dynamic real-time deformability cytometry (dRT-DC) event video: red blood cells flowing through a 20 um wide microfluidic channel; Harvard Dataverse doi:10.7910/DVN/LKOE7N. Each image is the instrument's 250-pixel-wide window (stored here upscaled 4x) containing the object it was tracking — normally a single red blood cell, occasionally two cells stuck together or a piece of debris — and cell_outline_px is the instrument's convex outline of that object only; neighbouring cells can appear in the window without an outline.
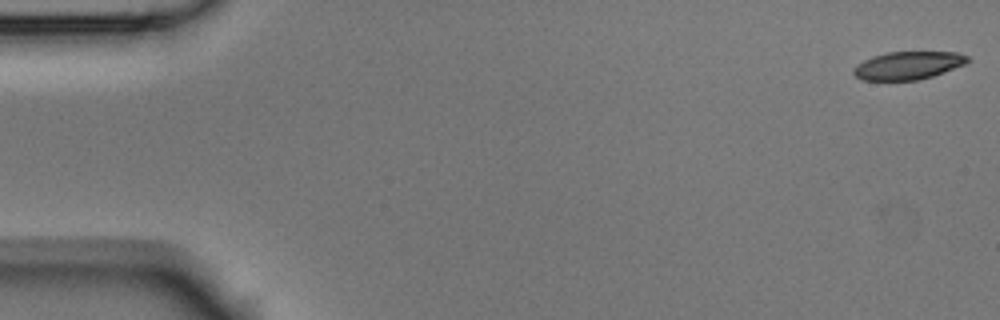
{"species": "Egyptian fruit bat (a non-hibernating species)", "species_latin": "Rousettus aegyptiacus", "temperature_condition": "room temperature", "stored_images_in_passage": 4, "camera_frame_rate_fps": 3000, "um_per_image_px": 0.085, "animal": {"sex": "male"}, "frame": {"image": 1, "passage_image": 1, "time_ms": 0.0, "image_size_px": [1000, 320], "cell_outline_px": [[972, 60], [964, 64], [944, 72], [932, 76], [916, 80], [860, 80], [852, 72], [852, 68], [856, 64], [872, 56], [888, 52], [956, 52], [968, 56]], "centroid_in_image_um": [77.16, 5.56], "position_along_channel_um": 7.8, "area_um2": 18.61}}
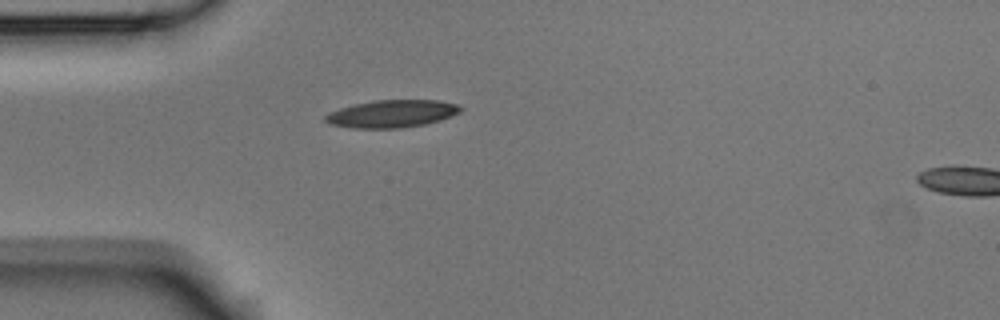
{"frame": {"image": 2, "passage_image": 4, "time_ms": 1.0, "image_size_px": [1000, 320], "cell_outline_px": [[464, 108], [460, 112], [452, 116], [440, 120], [424, 124], [400, 128], [352, 128], [328, 124], [324, 120], [324, 116], [328, 112], [340, 108], [356, 104], [376, 100], [436, 100], [460, 104]], "centroid_in_image_um": [33.32, 9.67], "position_along_channel_um": 51.7, "area_um2": 21.79}}